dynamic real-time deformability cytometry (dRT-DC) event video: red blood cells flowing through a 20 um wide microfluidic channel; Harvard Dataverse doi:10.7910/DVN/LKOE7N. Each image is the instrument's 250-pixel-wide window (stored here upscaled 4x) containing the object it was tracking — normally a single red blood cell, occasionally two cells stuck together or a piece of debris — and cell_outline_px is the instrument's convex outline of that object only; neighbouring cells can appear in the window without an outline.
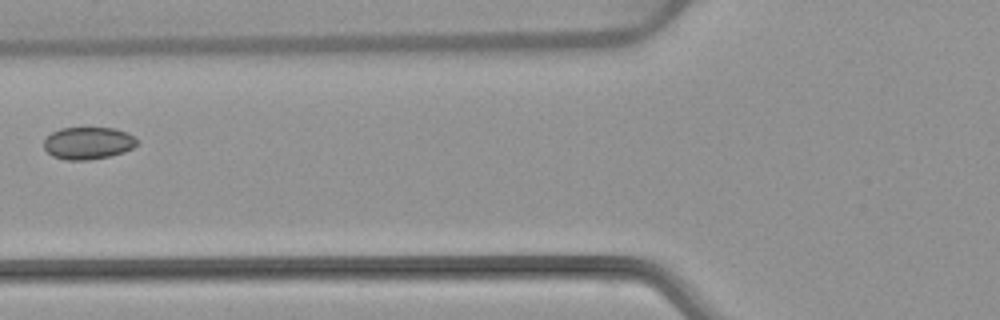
{"species": "common noctule bat (a hibernating species)", "species_latin": "Nyctalus noctula", "temperature_condition": "warm", "stored_images_in_passage": 7, "camera_frame_rate_fps": 3000, "um_per_image_px": 0.085, "animal": {"sex": "female", "body_mass_g": 22.7, "forearm_length_mm": 54.2}, "frame": {"image": 1, "passage_image": 6, "time_ms": 6.333, "image_size_px": [1000, 320], "cell_outline_px": [[140, 140], [132, 148], [124, 152], [112, 156], [88, 160], [64, 160], [52, 156], [44, 148], [44, 140], [52, 132], [60, 128], [116, 128], [128, 132]], "centroid_in_image_um": [7.52, 12.17], "position_along_channel_um": 118.3, "area_um2": 17.74}}
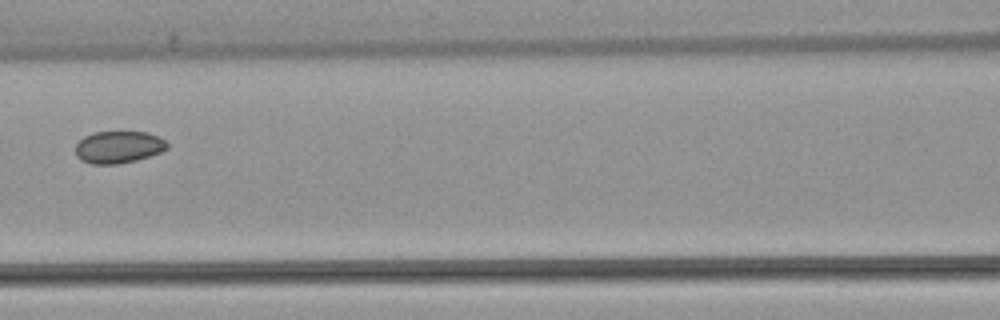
{"frame": {"image": 2, "passage_image": 7, "time_ms": 7.333, "image_size_px": [1000, 320], "cell_outline_px": [[168, 148], [160, 152], [136, 160], [116, 164], [92, 164], [80, 160], [76, 156], [76, 144], [84, 136], [92, 132], [148, 132], [160, 136], [168, 144]], "centroid_in_image_um": [10.06, 12.49], "position_along_channel_um": 156.5, "area_um2": 17.22}}